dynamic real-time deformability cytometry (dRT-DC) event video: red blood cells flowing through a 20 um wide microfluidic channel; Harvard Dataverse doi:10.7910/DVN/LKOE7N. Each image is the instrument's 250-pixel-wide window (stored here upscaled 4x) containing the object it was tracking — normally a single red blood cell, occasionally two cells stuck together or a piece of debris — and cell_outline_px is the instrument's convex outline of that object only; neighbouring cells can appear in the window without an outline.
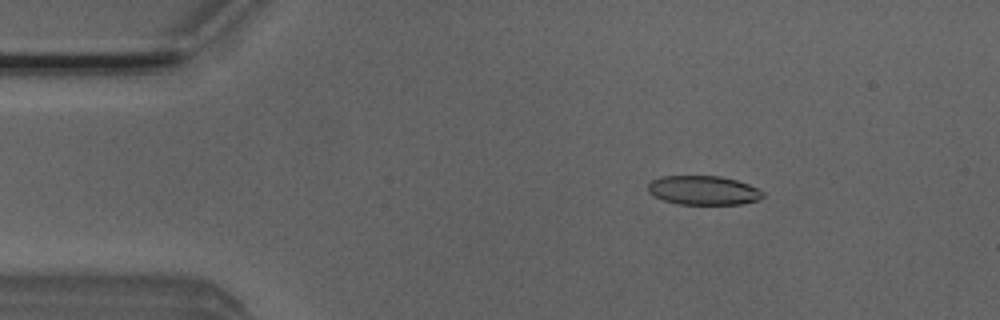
{"species": "Egyptian fruit bat (a non-hibernating species)", "species_latin": "Rousettus aegyptiacus", "temperature_condition": "room temperature", "stored_images_in_passage": 51, "camera_frame_rate_fps": 3000, "um_per_image_px": 0.085, "animal": {"sex": "male"}, "frame": {"image": 1, "passage_image": 7, "time_ms": 2.0, "image_size_px": [1000, 320], "cell_outline_px": [[764, 196], [756, 200], [740, 204], [680, 204], [664, 200], [648, 192], [648, 184], [652, 180], [660, 176], [720, 176], [736, 180], [748, 184], [764, 192]], "centroid_in_image_um": [59.78, 16.17], "position_along_channel_um": 25.2, "area_um2": 19.31}}
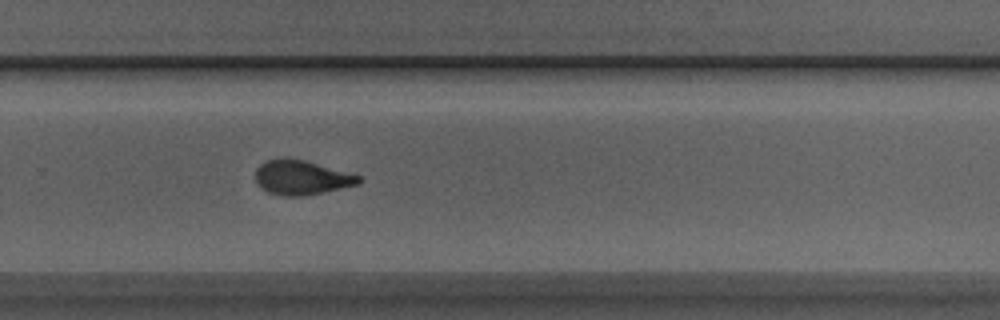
{"frame": {"image": 2, "passage_image": 33, "time_ms": 10.667, "image_size_px": [1000, 320], "cell_outline_px": [[364, 180], [356, 184], [324, 192], [304, 196], [284, 196], [268, 192], [260, 188], [256, 184], [256, 168], [264, 160], [280, 156], [304, 160], [360, 176]], "centroid_in_image_um": [25.55, 15.07], "position_along_channel_um": 304.2, "area_um2": 20.87}}
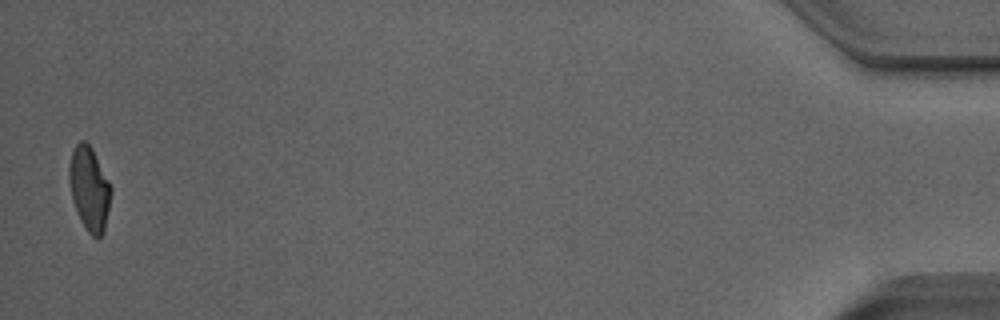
{"frame": {"image": 3, "passage_image": 50, "time_ms": 16.333, "image_size_px": [1000, 320], "cell_outline_px": [[112, 192], [104, 232], [96, 240], [88, 232], [80, 220], [72, 200], [68, 180], [68, 168], [72, 152], [76, 144], [80, 140], [84, 140], [92, 148], [112, 188]], "centroid_in_image_um": [7.58, 16.06], "position_along_channel_um": 427.6, "area_um2": 20.58}}